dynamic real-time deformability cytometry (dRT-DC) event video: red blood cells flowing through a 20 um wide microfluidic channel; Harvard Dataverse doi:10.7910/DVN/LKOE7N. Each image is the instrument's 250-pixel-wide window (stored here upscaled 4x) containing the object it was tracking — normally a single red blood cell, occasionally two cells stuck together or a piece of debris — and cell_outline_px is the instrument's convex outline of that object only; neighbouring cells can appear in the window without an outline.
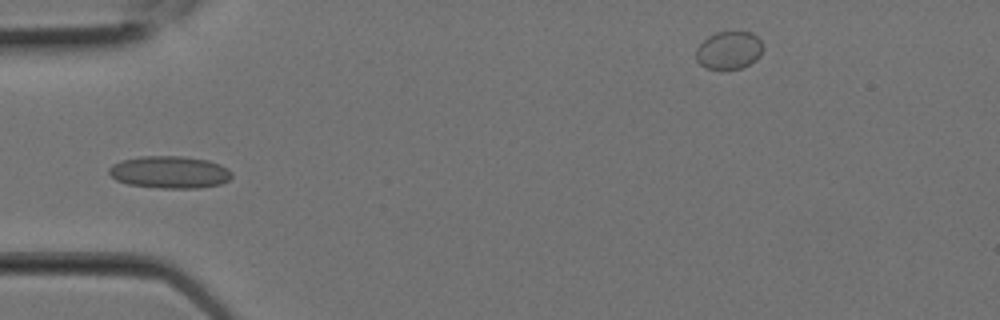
{"species": "Egyptian fruit bat (a non-hibernating species)", "species_latin": "Rousettus aegyptiacus", "temperature_condition": "room temperature", "stored_images_in_passage": 4, "camera_frame_rate_fps": 3000, "um_per_image_px": 0.085, "animal": {"sex": "female"}, "frame": {"image": 1, "passage_image": 2, "time_ms": 0.333, "image_size_px": [1000, 320], "cell_outline_px": [[232, 176], [228, 180], [220, 184], [196, 188], [160, 188], [128, 184], [116, 180], [108, 172], [108, 168], [112, 164], [120, 160], [140, 156], [184, 156], [208, 160], [220, 164], [228, 168], [232, 172]], "centroid_in_image_um": [14.41, 14.62], "position_along_channel_um": 70.6, "area_um2": 23.24}}
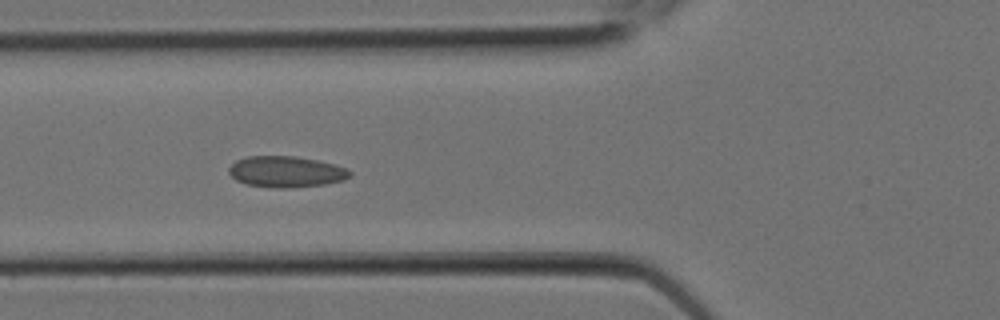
{"frame": {"image": 2, "passage_image": 3, "time_ms": 0.667, "image_size_px": [1000, 320], "cell_outline_px": [[352, 176], [344, 180], [324, 184], [292, 188], [276, 188], [248, 184], [236, 180], [228, 172], [228, 168], [236, 160], [248, 156], [292, 156], [316, 160], [348, 168], [352, 172]], "centroid_in_image_um": [24.33, 14.6], "position_along_channel_um": 101.5, "area_um2": 21.91}}
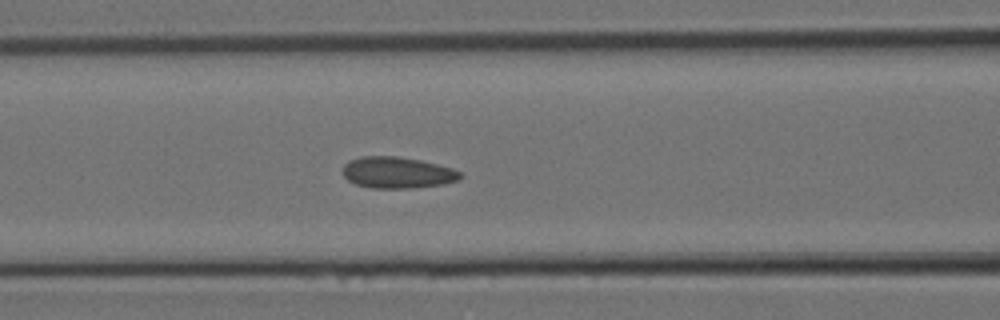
{"frame": {"image": 3, "passage_image": 4, "time_ms": 1.0, "image_size_px": [1000, 320], "cell_outline_px": [[464, 176], [460, 180], [444, 184], [412, 188], [372, 188], [356, 184], [348, 180], [340, 172], [344, 164], [348, 160], [360, 156], [396, 156], [420, 160], [452, 168], [460, 172]], "centroid_in_image_um": [33.75, 14.67], "position_along_channel_um": 132.8, "area_um2": 21.73}}